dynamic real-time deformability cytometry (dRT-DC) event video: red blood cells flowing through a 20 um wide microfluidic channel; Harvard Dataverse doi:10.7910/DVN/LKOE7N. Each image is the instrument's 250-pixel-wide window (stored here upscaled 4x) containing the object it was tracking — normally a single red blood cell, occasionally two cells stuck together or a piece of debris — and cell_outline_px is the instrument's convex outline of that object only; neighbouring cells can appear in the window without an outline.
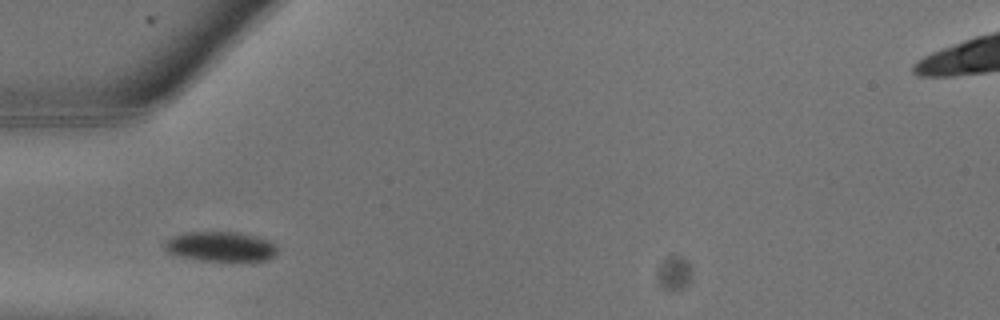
{"species": "common noctule bat (a hibernating species)", "species_latin": "Nyctalus noctula", "temperature_condition": "warm", "stored_images_in_passage": 14, "camera_frame_rate_fps": 3000, "um_per_image_px": 0.085, "animal": {"sex": "male", "body_mass_g": 13.3}, "frame": {"image": 1, "passage_image": 2, "time_ms": 0.333, "image_size_px": [1000, 320], "cell_outline_px": [[280, 252], [276, 256], [268, 260], [200, 260], [168, 252], [164, 248], [164, 240], [172, 236], [184, 232], [240, 232], [256, 236], [268, 240], [276, 244], [280, 248]], "centroid_in_image_um": [18.82, 20.94], "position_along_channel_um": 66.2, "area_um2": 19.71}}
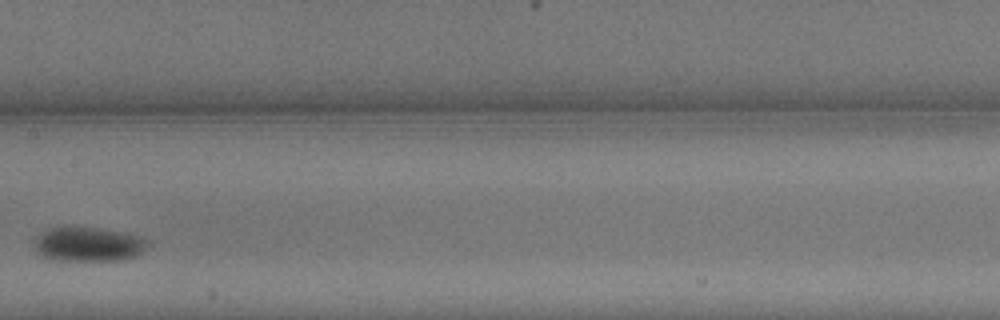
{"frame": {"image": 2, "passage_image": 7, "time_ms": 2.0, "image_size_px": [1000, 320], "cell_outline_px": [[144, 244], [140, 252], [136, 256], [120, 260], [60, 260], [40, 256], [36, 252], [36, 236], [40, 232], [48, 228], [96, 228], [124, 232], [140, 236], [144, 240]], "centroid_in_image_um": [7.44, 20.76], "position_along_channel_um": 200.0, "area_um2": 22.08}}
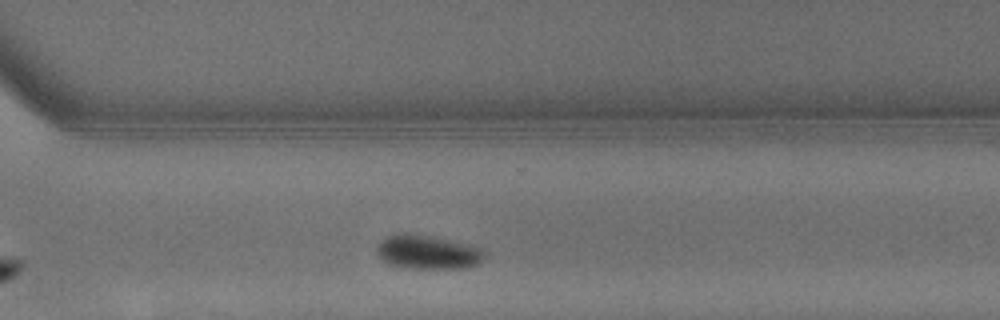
{"frame": {"image": 3, "passage_image": 12, "time_ms": 3.667, "image_size_px": [1000, 320], "cell_outline_px": [[484, 256], [476, 264], [468, 268], [408, 268], [388, 264], [380, 256], [376, 248], [380, 240], [388, 236], [400, 232], [408, 232], [432, 236], [472, 244], [484, 248]], "centroid_in_image_um": [36.37, 21.4], "position_along_channel_um": 334.2, "area_um2": 21.56}}